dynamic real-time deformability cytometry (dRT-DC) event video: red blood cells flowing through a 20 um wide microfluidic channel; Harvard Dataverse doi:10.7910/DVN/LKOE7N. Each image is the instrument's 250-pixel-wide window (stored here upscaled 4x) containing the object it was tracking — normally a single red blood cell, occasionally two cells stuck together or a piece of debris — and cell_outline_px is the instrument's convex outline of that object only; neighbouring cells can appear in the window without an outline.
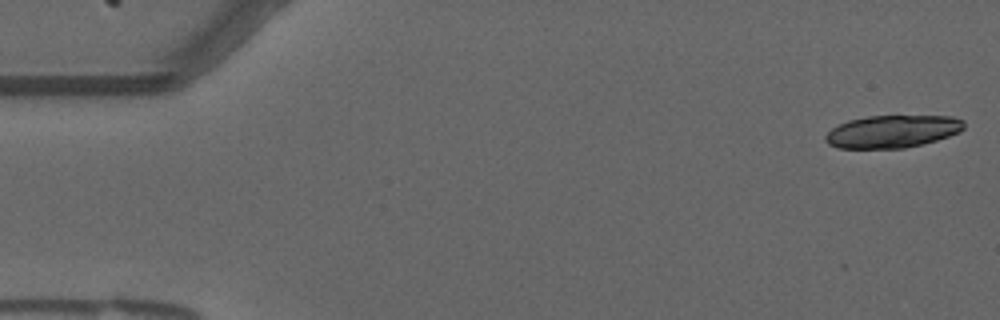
{"species": "common noctule bat (a hibernating species)", "species_latin": "Nyctalus noctula", "temperature_condition": "warm", "stored_images_in_passage": 5, "camera_frame_rate_fps": 3000, "um_per_image_px": 0.085, "animal": {"sex": "male", "forearm_length_mm": 52.5}, "frame": {"image": 1, "passage_image": 1, "time_ms": 0.0, "image_size_px": [1000, 320], "cell_outline_px": [[964, 128], [960, 132], [936, 140], [904, 148], [836, 148], [828, 144], [824, 140], [824, 136], [832, 128], [848, 120], [868, 116], [952, 116], [964, 120]], "centroid_in_image_um": [75.83, 11.17], "position_along_channel_um": 9.2, "area_um2": 26.24}}